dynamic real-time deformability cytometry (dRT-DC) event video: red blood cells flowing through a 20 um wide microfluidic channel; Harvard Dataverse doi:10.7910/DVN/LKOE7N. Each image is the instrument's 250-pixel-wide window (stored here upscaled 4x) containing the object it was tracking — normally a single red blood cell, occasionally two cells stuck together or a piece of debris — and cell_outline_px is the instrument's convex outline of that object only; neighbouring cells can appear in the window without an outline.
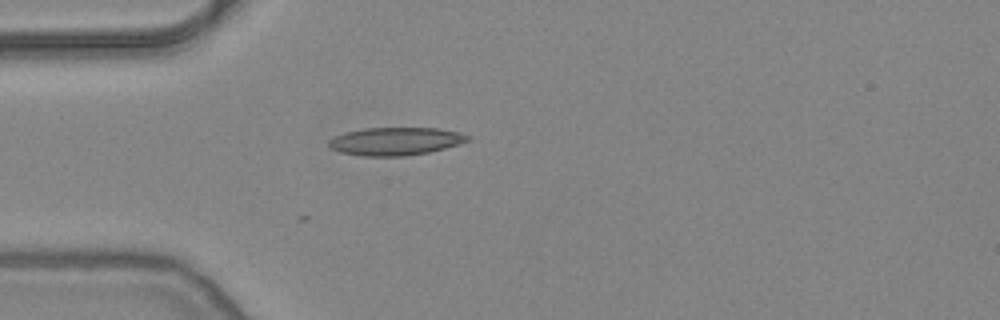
{"species": "common noctule bat (a hibernating species)", "species_latin": "Nyctalus noctula", "temperature_condition": "warm", "stored_images_in_passage": 17, "camera_frame_rate_fps": 3000, "um_per_image_px": 0.085, "animal": {"sex": "female", "body_mass_g": 24.6, "forearm_length_mm": 56.2}, "frame": {"image": 1, "passage_image": 1, "time_ms": 0.0, "image_size_px": [1000, 320], "cell_outline_px": [[472, 140], [460, 144], [428, 152], [404, 156], [364, 156], [340, 152], [332, 148], [328, 144], [328, 140], [344, 132], [364, 128], [436, 128], [460, 132], [472, 136]], "centroid_in_image_um": [33.66, 12.0], "position_along_channel_um": 51.3, "area_um2": 22.66}}
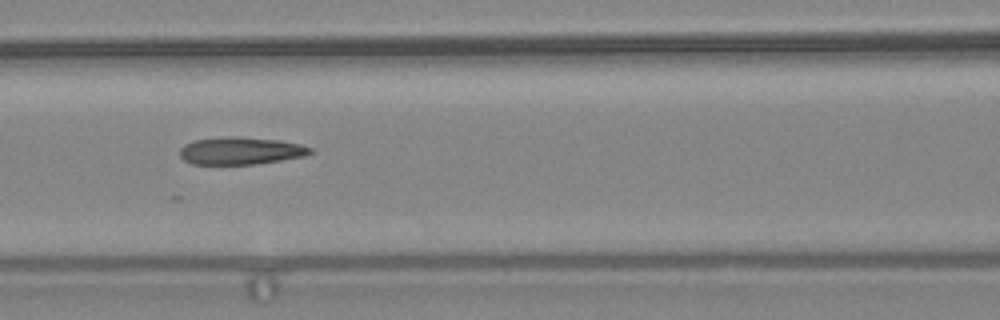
{"frame": {"image": 2, "passage_image": 9, "time_ms": 2.667, "image_size_px": [1000, 320], "cell_outline_px": [[312, 152], [304, 156], [256, 164], [192, 164], [184, 160], [180, 156], [180, 148], [184, 144], [192, 140], [224, 136], [240, 136], [280, 140], [300, 144], [312, 148]], "centroid_in_image_um": [20.42, 12.8], "position_along_channel_um": 146.2, "area_um2": 21.04}}
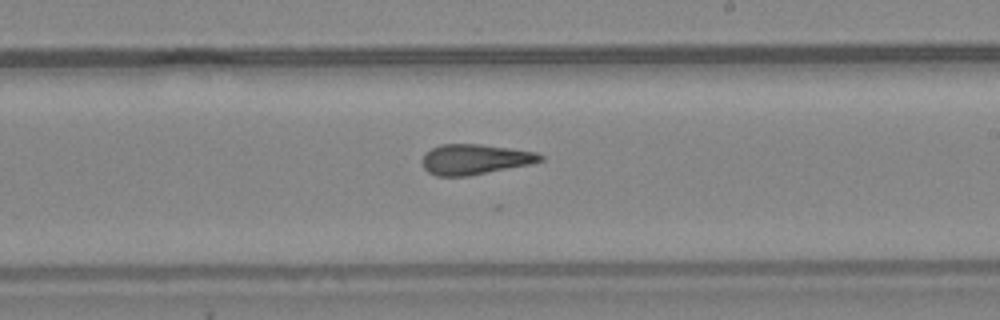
{"frame": {"image": 3, "passage_image": 17, "time_ms": 5.333, "image_size_px": [1000, 320], "cell_outline_px": [[544, 160], [532, 164], [468, 176], [436, 176], [428, 172], [424, 168], [420, 160], [424, 152], [440, 144], [480, 144], [536, 152], [544, 156]], "centroid_in_image_um": [40.34, 13.54], "position_along_channel_um": 248.7, "area_um2": 21.04}}